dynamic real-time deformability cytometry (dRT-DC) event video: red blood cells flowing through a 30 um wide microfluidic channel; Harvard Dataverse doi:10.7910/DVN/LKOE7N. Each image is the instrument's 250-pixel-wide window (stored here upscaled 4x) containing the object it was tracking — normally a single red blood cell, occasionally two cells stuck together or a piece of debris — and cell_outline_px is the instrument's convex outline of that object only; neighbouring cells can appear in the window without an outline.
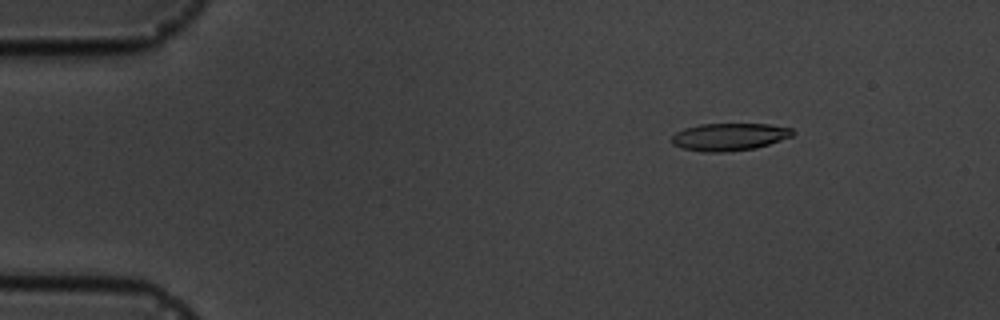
{"species": "common noctule bat (a hibernating species)", "species_latin": "Nyctalus noctula", "temperature_condition": "cold", "stored_images_in_passage": 7, "camera_frame_rate_fps": 3000, "um_per_image_px": 0.085, "animal": {"sex": "male", "body_mass_g": 19.5, "forearm_length_mm": 54.6}, "frame": {"image": 1, "passage_image": 3, "time_ms": 2.333, "image_size_px": [1000, 320], "cell_outline_px": [[796, 132], [792, 136], [756, 148], [724, 152], [704, 152], [680, 148], [672, 144], [672, 136], [676, 132], [684, 128], [700, 124], [768, 124], [792, 128]], "centroid_in_image_um": [61.97, 11.63], "position_along_channel_um": 23.0, "area_um2": 19.42}}
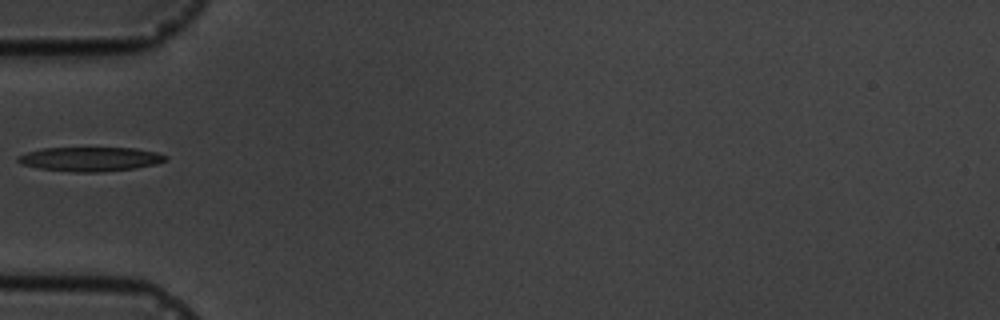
{"frame": {"image": 2, "passage_image": 6, "time_ms": 6.0, "image_size_px": [1000, 320], "cell_outline_px": [[168, 160], [156, 164], [136, 168], [100, 172], [72, 172], [40, 168], [24, 164], [16, 160], [16, 156], [40, 148], [136, 148], [156, 152], [168, 156]], "centroid_in_image_um": [7.7, 13.52], "position_along_channel_um": 77.3, "area_um2": 20.87}}
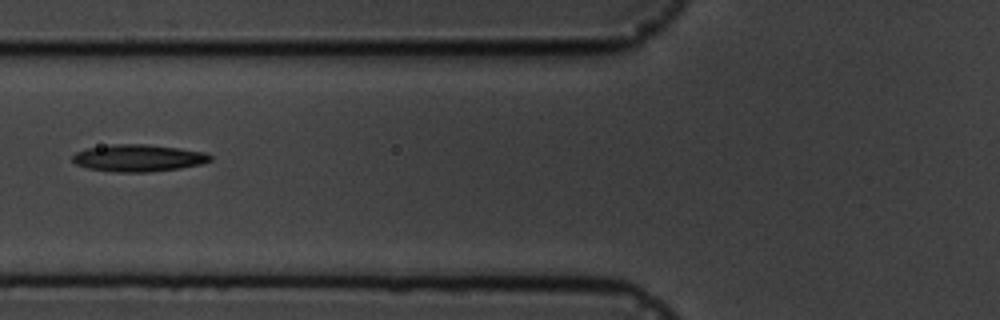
{"frame": {"image": 3, "passage_image": 7, "time_ms": 7.0, "image_size_px": [1000, 320], "cell_outline_px": [[212, 160], [200, 164], [180, 168], [148, 172], [116, 172], [88, 168], [76, 164], [72, 160], [72, 156], [76, 152], [88, 148], [112, 144], [148, 144], [204, 152], [212, 156]], "centroid_in_image_um": [11.74, 13.43], "position_along_channel_um": 114.1, "area_um2": 21.56}}